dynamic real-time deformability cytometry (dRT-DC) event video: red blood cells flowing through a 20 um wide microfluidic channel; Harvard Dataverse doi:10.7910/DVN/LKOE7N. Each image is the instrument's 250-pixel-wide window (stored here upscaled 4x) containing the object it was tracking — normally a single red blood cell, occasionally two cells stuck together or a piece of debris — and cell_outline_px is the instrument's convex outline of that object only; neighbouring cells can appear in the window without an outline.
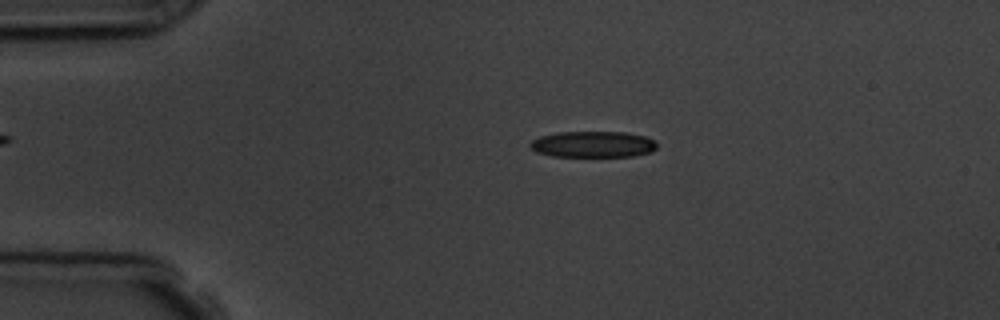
{"species": "common noctule bat (a hibernating species)", "species_latin": "Nyctalus noctula", "temperature_condition": "room temperature", "stored_images_in_passage": 4, "camera_frame_rate_fps": 3000, "um_per_image_px": 0.085, "animal": {"sex": "male", "body_mass_g": 19.5, "forearm_length_mm": 54.6}, "frame": {"image": 1, "passage_image": 3, "time_ms": 2.333, "image_size_px": [1000, 320], "cell_outline_px": [[656, 148], [652, 152], [632, 156], [552, 156], [536, 152], [528, 144], [532, 140], [540, 136], [556, 132], [624, 132], [644, 136], [652, 140], [656, 144]], "centroid_in_image_um": [50.37, 12.26], "position_along_channel_um": 34.6, "area_um2": 19.25}}